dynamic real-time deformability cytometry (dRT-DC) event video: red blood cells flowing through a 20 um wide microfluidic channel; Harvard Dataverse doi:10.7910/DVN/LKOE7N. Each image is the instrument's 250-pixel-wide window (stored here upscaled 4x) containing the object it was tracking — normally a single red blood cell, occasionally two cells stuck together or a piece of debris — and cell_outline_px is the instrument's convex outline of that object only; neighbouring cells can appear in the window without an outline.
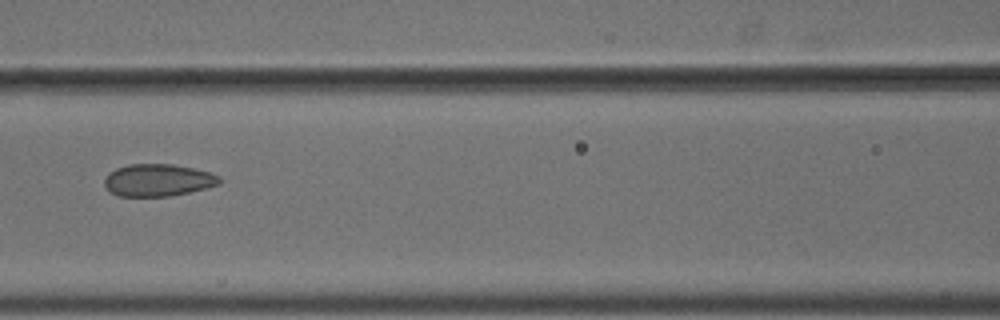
{"species": "common noctule bat (a hibernating species)", "species_latin": "Nyctalus noctula", "temperature_condition": "cold", "stored_images_in_passage": 4, "camera_frame_rate_fps": 3000, "um_per_image_px": 0.085, "animal": {"sex": "male", "body_mass_g": 18.8}, "frame": {"image": 1, "passage_image": 4, "time_ms": 1.0, "image_size_px": [1000, 320], "cell_outline_px": [[220, 184], [208, 188], [168, 196], [120, 196], [112, 192], [104, 184], [104, 180], [116, 168], [128, 164], [172, 164], [192, 168], [208, 172], [220, 176]], "centroid_in_image_um": [13.46, 15.31], "position_along_channel_um": 153.1, "area_um2": 21.33}}